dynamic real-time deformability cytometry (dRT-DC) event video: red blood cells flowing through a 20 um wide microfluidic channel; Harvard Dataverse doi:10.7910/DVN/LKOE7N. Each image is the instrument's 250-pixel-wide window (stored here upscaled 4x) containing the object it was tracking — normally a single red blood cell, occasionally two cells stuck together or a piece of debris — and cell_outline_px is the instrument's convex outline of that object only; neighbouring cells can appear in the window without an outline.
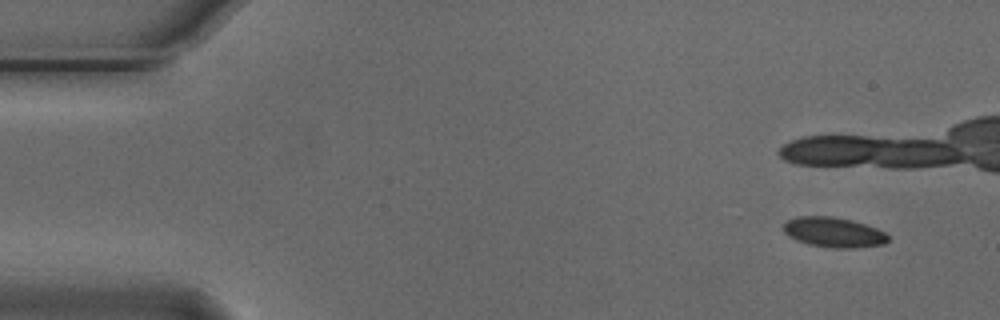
{"species": "Egyptian fruit bat (a non-hibernating species)", "species_latin": "Rousettus aegyptiacus", "temperature_condition": "cold", "stored_images_in_passage": 5, "camera_frame_rate_fps": 3000, "um_per_image_px": 0.085, "animal": {"sex": "male"}, "frame": {"image": 1, "passage_image": 1, "time_ms": 0.0, "image_size_px": [1000, 320], "cell_outline_px": [[888, 240], [884, 244], [852, 248], [832, 248], [808, 244], [796, 240], [788, 236], [784, 232], [784, 224], [788, 220], [796, 216], [832, 216], [852, 220], [876, 228], [884, 232], [888, 236]], "centroid_in_image_um": [70.84, 19.74], "position_along_channel_um": 14.2, "area_um2": 18.26}}